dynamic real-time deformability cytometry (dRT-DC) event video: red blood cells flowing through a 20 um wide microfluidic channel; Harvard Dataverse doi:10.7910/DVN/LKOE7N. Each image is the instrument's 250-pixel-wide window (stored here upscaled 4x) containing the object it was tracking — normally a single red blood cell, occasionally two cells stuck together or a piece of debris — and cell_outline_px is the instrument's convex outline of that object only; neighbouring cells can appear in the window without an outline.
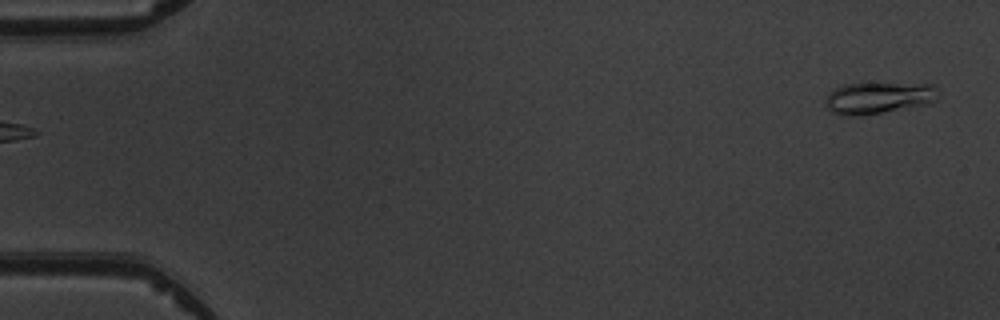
{"species": "common noctule bat (a hibernating species)", "species_latin": "Nyctalus noctula", "temperature_condition": "warm", "stored_images_in_passage": 5, "segment_of_instrument_passage": [2, 2], "camera_frame_rate_fps": 3000, "um_per_image_px": 0.085, "animal": {"sex": "male", "body_mass_g": 19.5, "forearm_length_mm": 54.6}, "frame": {"image": 1, "passage_image": 5, "time_ms": 5.333, "image_size_px": [1000, 320], "cell_outline_px": [[940, 92], [936, 100], [912, 108], [860, 116], [844, 116], [832, 112], [824, 104], [824, 100], [828, 92], [832, 88], [844, 84], [936, 84]], "centroid_in_image_um": [74.66, 8.33], "position_along_channel_um": 10.3, "area_um2": 21.21}}